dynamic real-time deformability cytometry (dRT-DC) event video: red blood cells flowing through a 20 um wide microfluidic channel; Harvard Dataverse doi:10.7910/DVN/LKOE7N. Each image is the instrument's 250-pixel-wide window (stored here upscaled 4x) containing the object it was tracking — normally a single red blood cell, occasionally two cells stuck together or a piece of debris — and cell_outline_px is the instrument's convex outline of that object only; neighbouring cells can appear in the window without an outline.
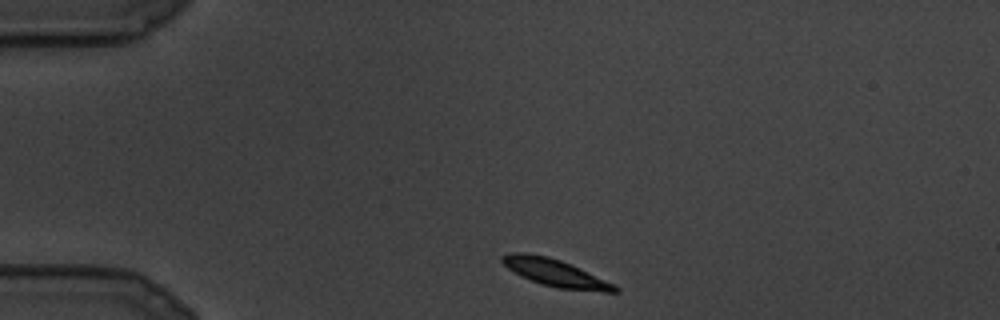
{"species": "common noctule bat (a hibernating species)", "species_latin": "Nyctalus noctula", "temperature_condition": "cold", "stored_images_in_passage": 23, "camera_frame_rate_fps": 3000, "um_per_image_px": 0.085, "animal": {"sex": "male", "body_mass_g": 19.5, "forearm_length_mm": 54.6}, "frame": {"image": 1, "passage_image": 1, "time_ms": 0.0, "image_size_px": [1000, 320], "cell_outline_px": [[620, 288], [616, 292], [604, 292], [560, 288], [544, 284], [520, 276], [508, 268], [500, 260], [500, 256], [508, 252], [524, 252], [548, 256], [572, 264], [616, 284]], "centroid_in_image_um": [47.22, 23.17], "position_along_channel_um": 37.8, "area_um2": 18.03}}
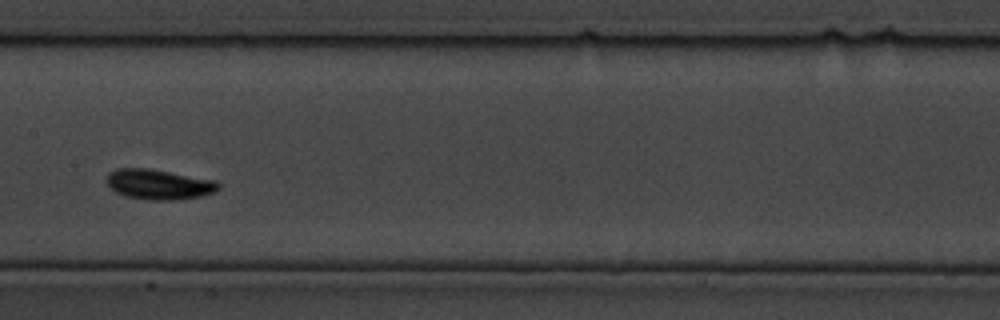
{"frame": {"image": 2, "passage_image": 10, "time_ms": 3.0, "image_size_px": [1000, 320], "cell_outline_px": [[220, 188], [212, 192], [200, 196], [172, 200], [152, 200], [124, 196], [116, 192], [104, 180], [108, 172], [116, 168], [148, 168], [216, 180], [220, 184]], "centroid_in_image_um": [13.46, 15.66], "position_along_channel_um": 193.9, "area_um2": 19.65}}
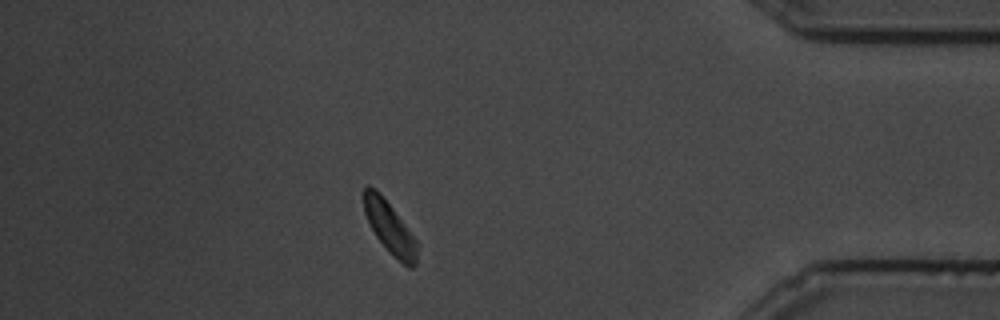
{"frame": {"image": 3, "passage_image": 20, "time_ms": 6.333, "image_size_px": [1000, 320], "cell_outline_px": [[420, 244], [416, 264], [412, 268], [408, 268], [376, 236], [364, 212], [364, 188], [368, 184], [376, 188], [380, 192]], "centroid_in_image_um": [33.16, 19.32], "position_along_channel_um": 402.0, "area_um2": 15.84}}